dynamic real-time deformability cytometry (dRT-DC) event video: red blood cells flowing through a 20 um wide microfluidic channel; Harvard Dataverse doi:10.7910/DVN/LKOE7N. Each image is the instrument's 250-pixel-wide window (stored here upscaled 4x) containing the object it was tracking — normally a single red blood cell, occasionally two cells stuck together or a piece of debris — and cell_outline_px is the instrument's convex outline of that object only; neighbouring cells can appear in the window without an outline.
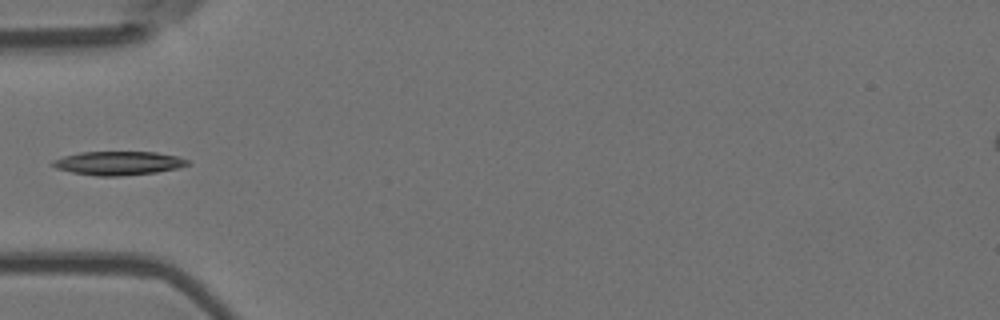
{"species": "Egyptian fruit bat (a non-hibernating species)", "species_latin": "Rousettus aegyptiacus", "temperature_condition": "room temperature", "stored_images_in_passage": 4, "camera_frame_rate_fps": 3000, "um_per_image_px": 0.085, "animal": {"sex": "female"}, "frame": {"image": 1, "passage_image": 4, "time_ms": 1.0, "image_size_px": [1000, 320], "cell_outline_px": [[188, 164], [180, 168], [156, 172], [116, 176], [96, 176], [72, 172], [56, 168], [52, 164], [52, 160], [64, 156], [80, 152], [156, 152], [176, 156], [188, 160]], "centroid_in_image_um": [10.05, 13.86], "position_along_channel_um": 74.9, "area_um2": 18.5}}